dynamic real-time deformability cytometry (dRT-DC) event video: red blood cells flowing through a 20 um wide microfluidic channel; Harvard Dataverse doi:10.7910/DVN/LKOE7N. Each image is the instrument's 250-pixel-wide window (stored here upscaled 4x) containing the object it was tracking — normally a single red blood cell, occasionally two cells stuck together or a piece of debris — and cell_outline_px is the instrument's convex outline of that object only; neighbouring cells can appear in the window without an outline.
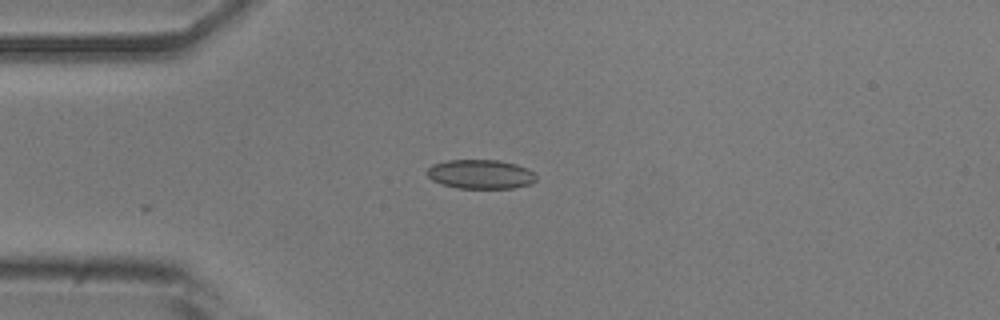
{"species": "common noctule bat (a hibernating species)", "species_latin": "Nyctalus noctula", "temperature_condition": "room temperature", "stored_images_in_passage": 13, "camera_frame_rate_fps": 3000, "um_per_image_px": 0.085, "animal": {"sex": "male", "body_mass_g": 20.5, "forearm_length_mm": 52.5}, "frame": {"image": 1, "passage_image": 1, "time_ms": 0.0, "image_size_px": [1000, 320], "cell_outline_px": [[536, 180], [532, 184], [512, 188], [456, 188], [432, 180], [424, 172], [432, 164], [448, 160], [500, 160], [516, 164], [528, 168], [536, 176]], "centroid_in_image_um": [40.85, 14.8], "position_along_channel_um": 44.2, "area_um2": 18.67}}
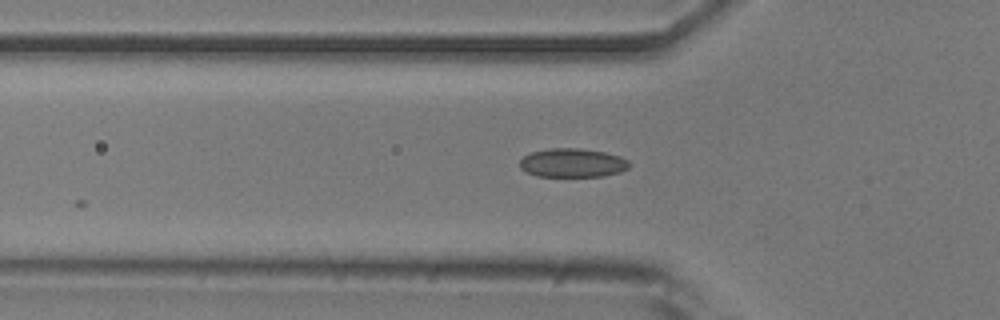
{"frame": {"image": 2, "passage_image": 5, "time_ms": 1.333, "image_size_px": [1000, 320], "cell_outline_px": [[628, 168], [620, 172], [604, 176], [536, 176], [520, 168], [520, 160], [524, 156], [532, 152], [548, 148], [580, 148], [604, 152], [620, 156], [628, 160]], "centroid_in_image_um": [48.66, 13.84], "position_along_channel_um": 77.1, "area_um2": 18.32}}
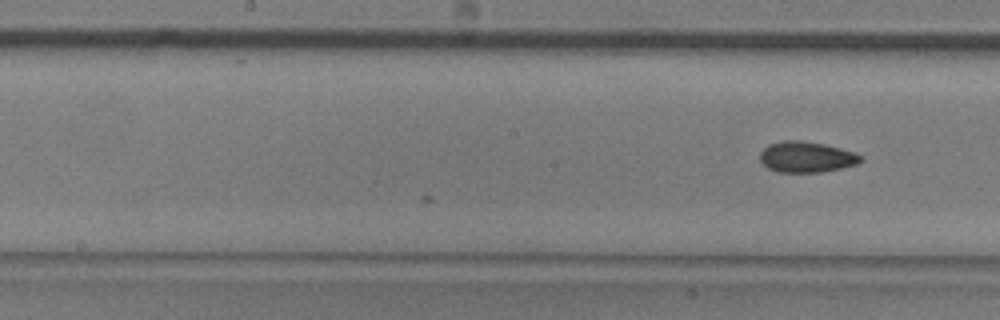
{"frame": {"image": 3, "passage_image": 13, "time_ms": 4.0, "image_size_px": [1000, 320], "cell_outline_px": [[864, 160], [856, 164], [840, 168], [820, 172], [780, 172], [768, 168], [760, 160], [760, 152], [768, 144], [784, 140], [800, 140], [824, 144], [840, 148], [864, 156]], "centroid_in_image_um": [68.55, 13.33], "position_along_channel_um": 179.7, "area_um2": 18.03}}